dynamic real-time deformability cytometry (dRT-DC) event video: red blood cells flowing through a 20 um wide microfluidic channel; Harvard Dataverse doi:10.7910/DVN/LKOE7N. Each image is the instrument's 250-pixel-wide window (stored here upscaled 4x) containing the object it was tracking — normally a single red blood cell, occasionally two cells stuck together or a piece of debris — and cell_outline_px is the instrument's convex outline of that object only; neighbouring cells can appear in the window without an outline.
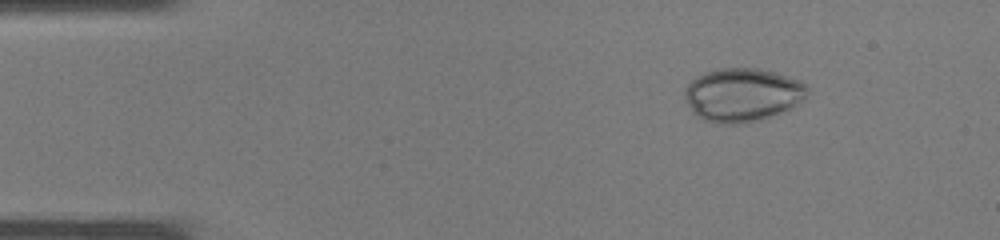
{"species": "common noctule bat (a hibernating species)", "species_latin": "Nyctalus noctula", "temperature_condition": "warm", "stored_images_in_passage": 33, "camera_frame_rate_fps": 3000, "um_per_image_px": 0.085, "animal": {"sex": "male", "body_mass_g": 19.0, "forearm_length_mm": 50.8}, "frame": {"image": 1, "passage_image": 1, "time_ms": 0.0, "image_size_px": [1000, 240], "cell_outline_px": [[808, 92], [804, 100], [788, 108], [760, 120], [744, 124], [720, 124], [704, 120], [696, 116], [692, 112], [684, 96], [684, 92], [688, 84], [692, 80], [708, 72], [720, 68], [760, 68], [776, 72], [800, 80], [808, 88]], "centroid_in_image_um": [63.11, 8.06], "position_along_channel_um": 21.9, "area_um2": 38.15}}
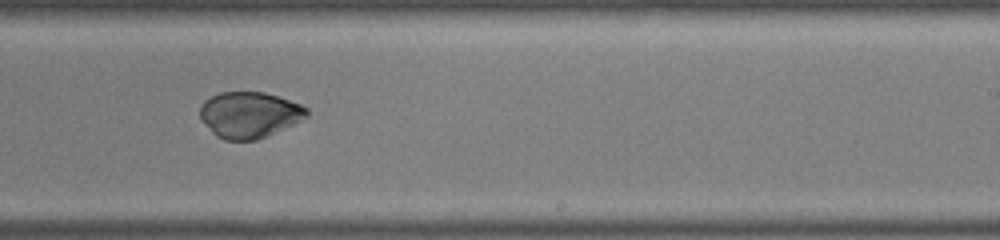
{"frame": {"image": 2, "passage_image": 19, "time_ms": 6.0, "image_size_px": [1000, 240], "cell_outline_px": [[308, 116], [292, 124], [256, 140], [224, 140], [216, 136], [200, 120], [200, 104], [204, 100], [220, 92], [264, 92], [300, 104], [308, 108]], "centroid_in_image_um": [21.14, 9.75], "position_along_channel_um": 267.9, "area_um2": 28.44}}
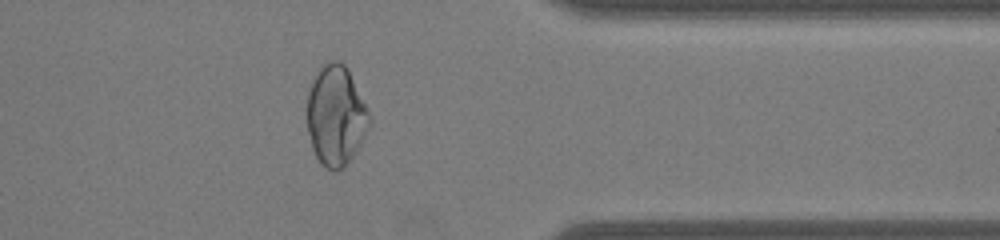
{"frame": {"image": 3, "passage_image": 26, "time_ms": 8.333, "image_size_px": [1000, 240], "cell_outline_px": [[372, 120], [360, 144], [344, 168], [340, 172], [332, 172], [320, 164], [312, 148], [308, 132], [308, 88], [316, 72], [328, 60], [340, 60], [348, 68]], "centroid_in_image_um": [28.54, 9.84], "position_along_channel_um": 382.9, "area_um2": 36.41}}